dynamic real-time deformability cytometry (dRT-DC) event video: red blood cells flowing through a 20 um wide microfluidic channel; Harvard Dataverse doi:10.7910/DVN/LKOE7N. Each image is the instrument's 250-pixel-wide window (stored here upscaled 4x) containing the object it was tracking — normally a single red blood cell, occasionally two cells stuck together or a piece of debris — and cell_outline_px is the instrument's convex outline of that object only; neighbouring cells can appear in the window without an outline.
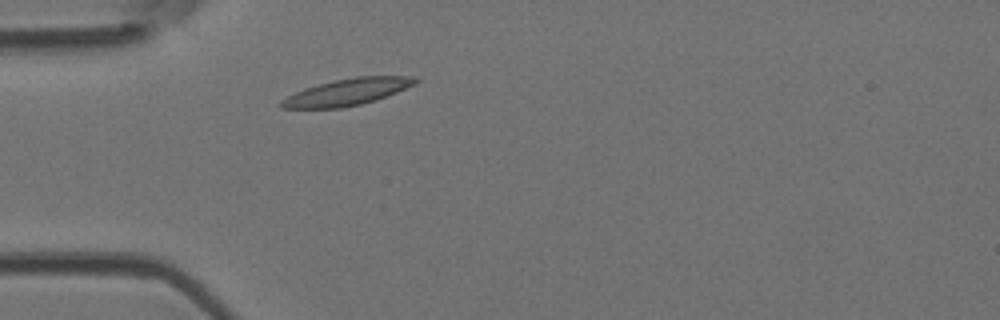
{"species": "Egyptian fruit bat (a non-hibernating species)", "species_latin": "Rousettus aegyptiacus", "temperature_condition": "room temperature", "stored_images_in_passage": 1, "camera_frame_rate_fps": 3000, "um_per_image_px": 0.085, "animal": {"sex": "female"}, "frame": {"image": 1, "passage_image": 1, "time_ms": 0.0, "image_size_px": [1000, 320], "cell_outline_px": [[420, 80], [416, 84], [376, 100], [360, 104], [340, 108], [280, 108], [276, 104], [280, 100], [304, 88], [336, 80], [356, 76], [416, 76]], "centroid_in_image_um": [29.51, 7.82], "position_along_channel_um": 55.5, "area_um2": 20.81}}